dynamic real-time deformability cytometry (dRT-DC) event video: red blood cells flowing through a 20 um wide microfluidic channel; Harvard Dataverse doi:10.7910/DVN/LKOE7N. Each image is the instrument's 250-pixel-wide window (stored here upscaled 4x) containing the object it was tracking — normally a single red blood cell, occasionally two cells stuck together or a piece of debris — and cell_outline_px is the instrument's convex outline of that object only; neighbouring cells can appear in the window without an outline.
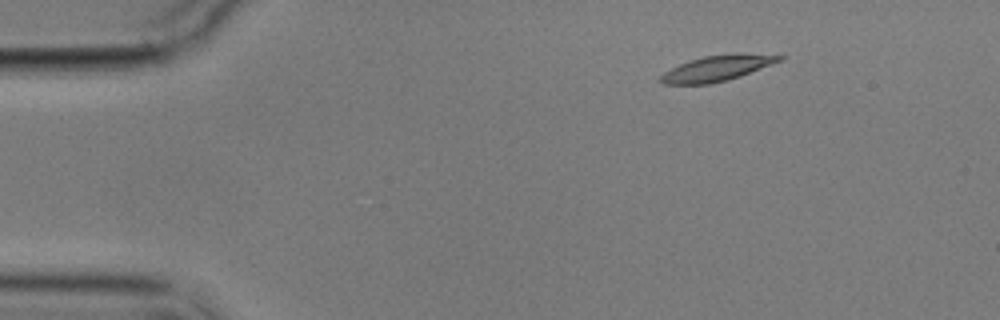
{"species": "common noctule bat (a hibernating species)", "species_latin": "Nyctalus noctula", "temperature_condition": "cold", "stored_images_in_passage": 5, "camera_frame_rate_fps": 3000, "um_per_image_px": 0.085, "animal": {"sex": "male", "body_mass_g": 17.9}, "frame": {"image": 1, "passage_image": 2, "time_ms": 1.333, "image_size_px": [1000, 320], "cell_outline_px": [[784, 56], [780, 60], [772, 64], [740, 76], [728, 80], [708, 84], [664, 84], [656, 80], [664, 72], [688, 60], [704, 56], [732, 52], [744, 52]], "centroid_in_image_um": [60.93, 5.78], "position_along_channel_um": 24.1, "area_um2": 17.92}}